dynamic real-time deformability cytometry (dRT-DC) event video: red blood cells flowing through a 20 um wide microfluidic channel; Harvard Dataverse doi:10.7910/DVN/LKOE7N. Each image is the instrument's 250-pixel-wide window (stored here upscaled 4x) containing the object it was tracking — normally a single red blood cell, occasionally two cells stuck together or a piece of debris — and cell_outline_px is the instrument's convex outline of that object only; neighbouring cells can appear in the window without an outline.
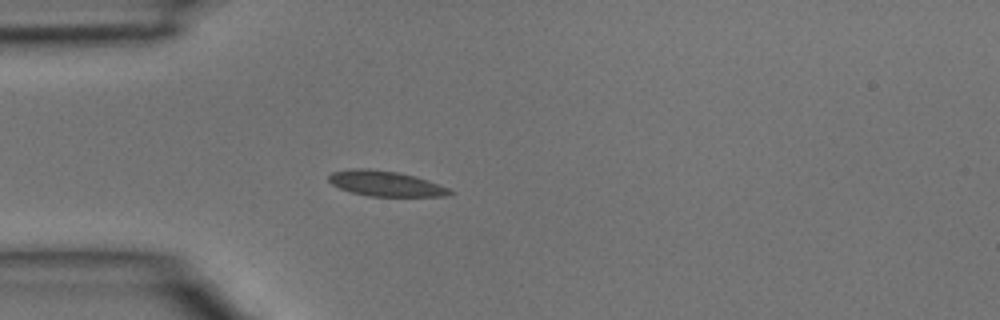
{"species": "common noctule bat (a hibernating species)", "species_latin": "Nyctalus noctula", "temperature_condition": "room temperature", "stored_images_in_passage": 3, "camera_frame_rate_fps": 3000, "um_per_image_px": 0.085, "animal": {"sex": "male", "body_mass_g": 15.6}, "frame": {"image": 1, "passage_image": 3, "time_ms": 0.667, "image_size_px": [1000, 320], "cell_outline_px": [[452, 192], [444, 196], [368, 196], [352, 192], [340, 188], [332, 184], [328, 180], [328, 176], [332, 172], [352, 168], [368, 168], [396, 172], [412, 176], [448, 188]], "centroid_in_image_um": [32.67, 15.6], "position_along_channel_um": 52.3, "area_um2": 17.4}}